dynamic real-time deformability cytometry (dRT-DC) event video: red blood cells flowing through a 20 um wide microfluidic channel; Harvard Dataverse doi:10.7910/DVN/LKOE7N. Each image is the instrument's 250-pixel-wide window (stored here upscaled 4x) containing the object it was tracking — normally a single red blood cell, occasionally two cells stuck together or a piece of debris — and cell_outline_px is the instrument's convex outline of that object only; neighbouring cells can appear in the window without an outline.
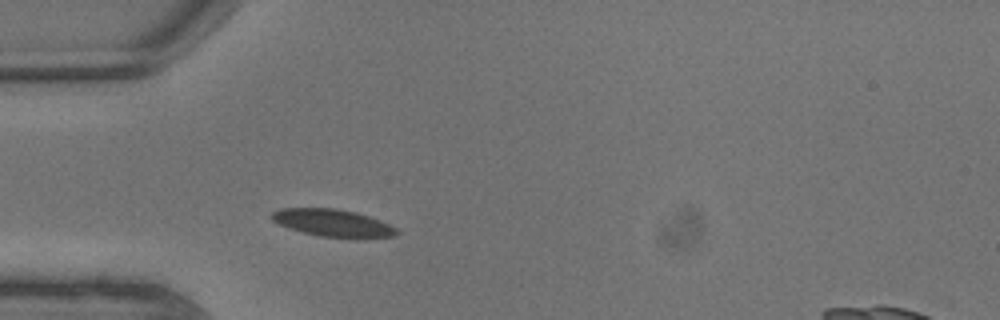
{"species": "common noctule bat (a hibernating species)", "species_latin": "Nyctalus noctula", "temperature_condition": "warm", "stored_images_in_passage": 1, "camera_frame_rate_fps": 3000, "um_per_image_px": 0.085, "animal": {"sex": "male", "body_mass_g": 13.3}, "frame": {"image": 1, "passage_image": 1, "time_ms": 0.0, "image_size_px": [1000, 320], "cell_outline_px": [[400, 232], [392, 236], [360, 240], [320, 236], [288, 228], [272, 220], [272, 212], [280, 208], [336, 208], [356, 212], [380, 220], [396, 228]], "centroid_in_image_um": [28.34, 18.97], "position_along_channel_um": 56.7, "area_um2": 20.23}}